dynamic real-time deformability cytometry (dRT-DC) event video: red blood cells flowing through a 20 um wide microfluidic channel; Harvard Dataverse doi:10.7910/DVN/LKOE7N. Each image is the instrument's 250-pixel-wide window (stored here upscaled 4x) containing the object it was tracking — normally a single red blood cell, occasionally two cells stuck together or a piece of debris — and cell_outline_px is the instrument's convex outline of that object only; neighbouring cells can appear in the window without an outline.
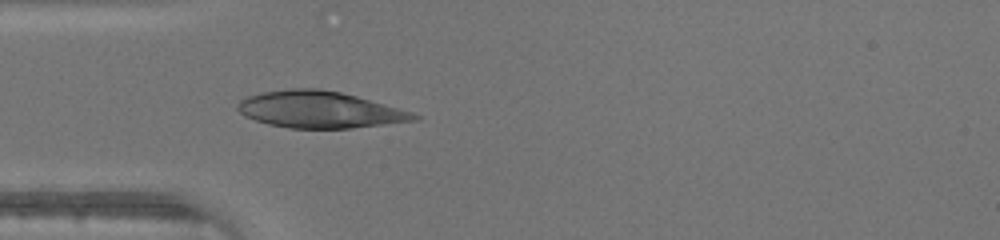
{"species": "human", "species_latin": "Homo sapiens", "temperature_condition": "warm", "stored_images_in_passage": 33, "camera_frame_rate_fps": 3000, "um_per_image_px": 0.085, "donor": {"sex": "male"}, "frame": {"image": 1, "passage_image": 1, "time_ms": 0.0, "image_size_px": [1000, 240], "cell_outline_px": [[420, 120], [352, 128], [288, 128], [268, 124], [244, 116], [236, 108], [236, 104], [240, 100], [248, 96], [264, 92], [288, 88], [316, 88], [340, 92], [356, 96], [412, 112], [420, 116]], "centroid_in_image_um": [27.15, 9.32], "position_along_channel_um": 57.8, "area_um2": 37.57}}
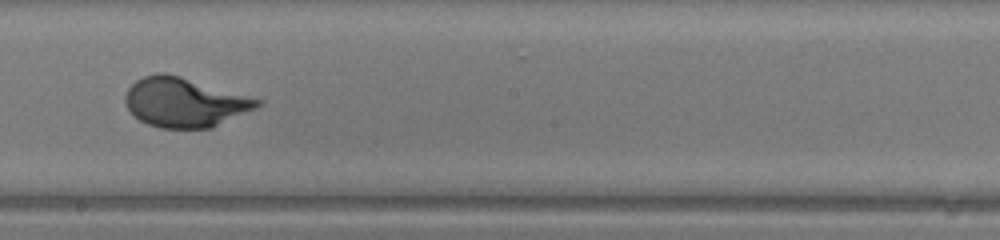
{"frame": {"image": 2, "passage_image": 13, "time_ms": 4.0, "image_size_px": [1000, 240], "cell_outline_px": [[264, 104], [256, 108], [212, 128], [160, 128], [148, 124], [140, 120], [128, 108], [124, 100], [124, 96], [128, 88], [136, 80], [144, 76], [156, 72], [168, 72], [264, 100]], "centroid_in_image_um": [15.72, 8.68], "position_along_channel_um": 232.5, "area_um2": 38.26}}
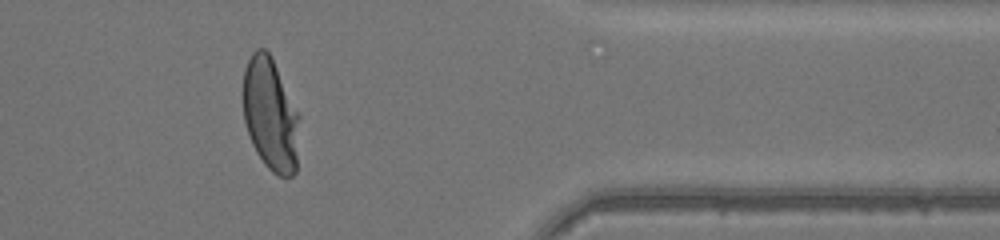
{"frame": {"image": 3, "passage_image": 25, "time_ms": 8.0, "image_size_px": [1000, 240], "cell_outline_px": [[300, 116], [296, 172], [292, 176], [276, 176], [264, 164], [256, 152], [252, 144], [244, 120], [244, 68], [252, 52], [256, 48], [264, 48], [272, 56]], "centroid_in_image_um": [23.0, 9.74], "position_along_channel_um": 388.4, "area_um2": 37.22}}